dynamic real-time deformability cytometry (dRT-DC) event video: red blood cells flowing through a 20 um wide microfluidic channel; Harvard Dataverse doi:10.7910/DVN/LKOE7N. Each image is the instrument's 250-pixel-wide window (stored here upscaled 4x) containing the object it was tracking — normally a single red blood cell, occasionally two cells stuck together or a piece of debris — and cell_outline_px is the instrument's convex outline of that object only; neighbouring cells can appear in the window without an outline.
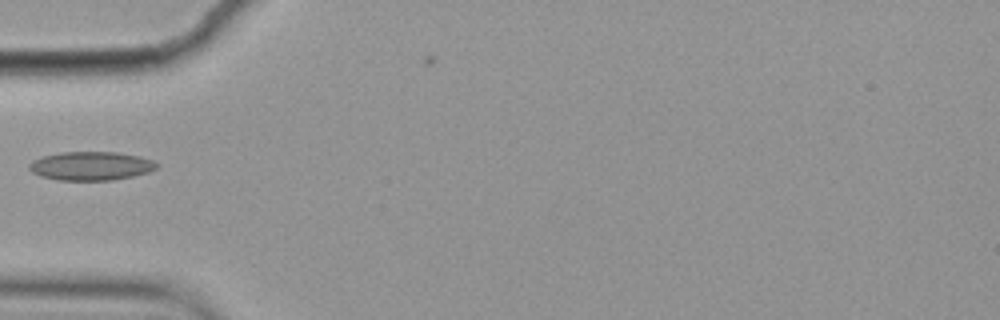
{"species": "common noctule bat (a hibernating species)", "species_latin": "Nyctalus noctula", "temperature_condition": "cold", "stored_images_in_passage": 4, "camera_frame_rate_fps": 3000, "um_per_image_px": 0.085, "animal": {"sex": "female", "body_mass_g": 19.9}, "frame": {"image": 1, "passage_image": 1, "time_ms": 0.0, "image_size_px": [1000, 320], "cell_outline_px": [[160, 164], [156, 168], [148, 172], [132, 176], [112, 180], [56, 180], [40, 176], [32, 172], [28, 168], [28, 164], [32, 160], [44, 156], [60, 152], [116, 152], [140, 156], [152, 160]], "centroid_in_image_um": [7.71, 14.1], "position_along_channel_um": 77.3, "area_um2": 21.39}}
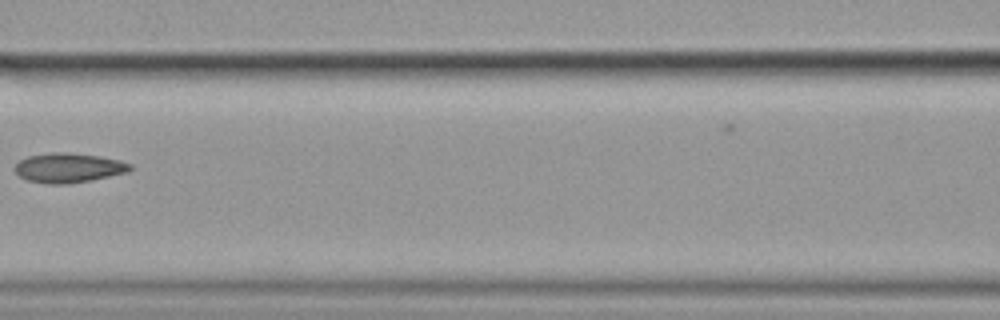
{"frame": {"image": 2, "passage_image": 3, "time_ms": 0.667, "image_size_px": [1000, 320], "cell_outline_px": [[132, 168], [128, 172], [92, 180], [68, 184], [48, 184], [28, 180], [20, 176], [12, 168], [20, 160], [28, 156], [52, 152], [68, 152], [100, 156], [120, 160], [132, 164]], "centroid_in_image_um": [5.84, 14.26], "position_along_channel_um": 160.8, "area_um2": 20.0}}
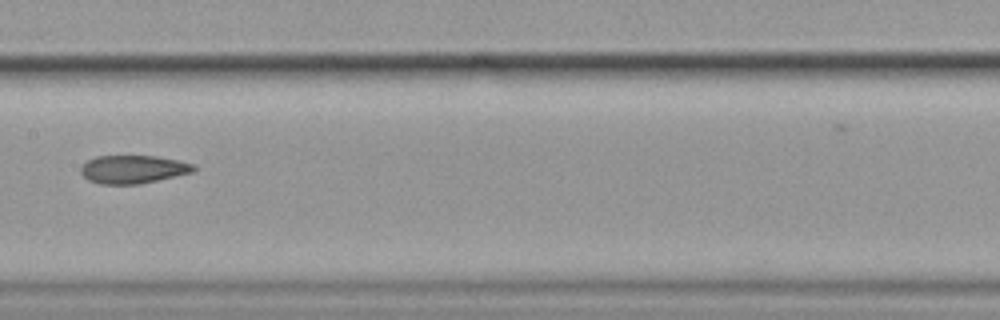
{"frame": {"image": 3, "passage_image": 4, "time_ms": 1.0, "image_size_px": [1000, 320], "cell_outline_px": [[196, 172], [140, 184], [100, 184], [88, 180], [80, 172], [80, 168], [88, 160], [96, 156], [156, 156], [180, 160], [196, 164]], "centroid_in_image_um": [11.37, 14.39], "position_along_channel_um": 196.0, "area_um2": 18.79}}